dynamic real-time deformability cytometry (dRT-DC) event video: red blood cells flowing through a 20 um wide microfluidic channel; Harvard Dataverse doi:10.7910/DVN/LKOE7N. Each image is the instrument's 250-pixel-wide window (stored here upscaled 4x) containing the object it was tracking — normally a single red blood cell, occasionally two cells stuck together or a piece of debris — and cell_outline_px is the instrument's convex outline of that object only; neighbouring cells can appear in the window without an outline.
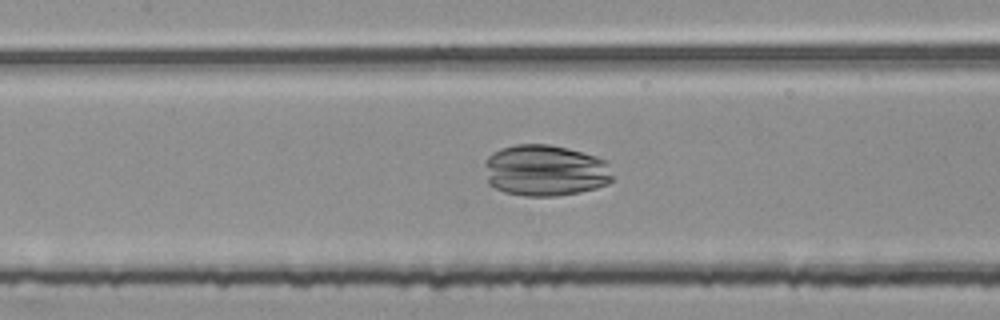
{"species": "common noctule bat (a hibernating species)", "species_latin": "Nyctalus noctula", "temperature_condition": "room temperature", "stored_images_in_passage": 52, "camera_frame_rate_fps": 3000, "um_per_image_px": 0.085, "animal": {"sex": "female", "body_mass_g": 25.1}, "frame": {"image": 1, "passage_image": 24, "time_ms": 7.667, "image_size_px": [1000, 320], "cell_outline_px": [[612, 180], [608, 184], [596, 188], [580, 192], [556, 196], [524, 196], [504, 192], [488, 184], [484, 164], [484, 160], [492, 152], [500, 148], [516, 144], [548, 144], [568, 148], [596, 156], [608, 160], [612, 176]], "centroid_in_image_um": [46.34, 14.48], "position_along_channel_um": 161.1, "area_um2": 38.84}}
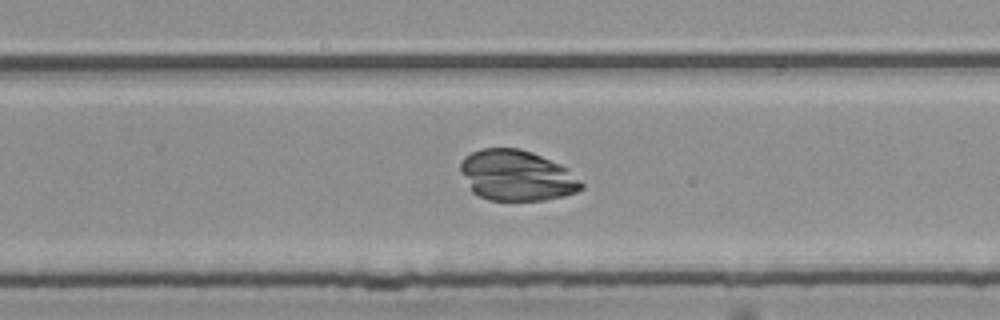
{"frame": {"image": 2, "passage_image": 34, "time_ms": 11.0, "image_size_px": [1000, 320], "cell_outline_px": [[584, 188], [576, 192], [564, 196], [544, 200], [488, 200], [472, 192], [460, 172], [460, 160], [464, 156], [480, 148], [520, 148], [532, 152], [560, 164], [568, 168], [584, 184]], "centroid_in_image_um": [43.91, 14.91], "position_along_channel_um": 285.9, "area_um2": 35.95}}
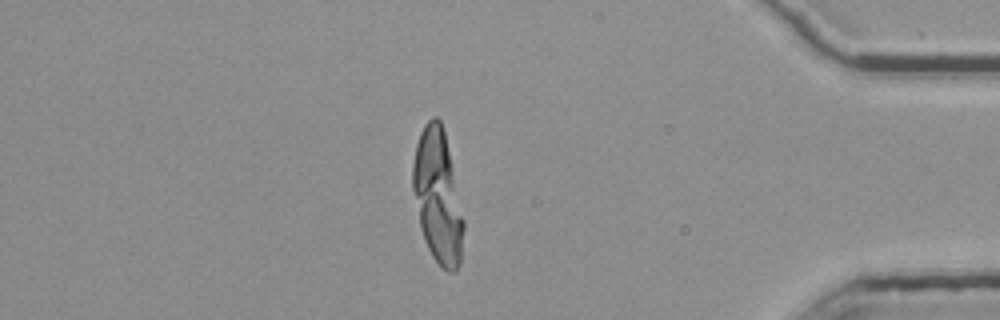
{"frame": {"image": 3, "passage_image": 46, "time_ms": 15.0, "image_size_px": [1000, 320], "cell_outline_px": [[464, 228], [460, 260], [456, 272], [448, 272], [440, 268], [432, 256], [424, 240], [420, 228], [412, 188], [412, 164], [416, 144], [420, 132], [424, 124], [432, 116], [436, 116], [440, 120], [444, 132], [464, 220]], "centroid_in_image_um": [37.19, 16.72], "position_along_channel_um": 398.0, "area_um2": 39.42}}